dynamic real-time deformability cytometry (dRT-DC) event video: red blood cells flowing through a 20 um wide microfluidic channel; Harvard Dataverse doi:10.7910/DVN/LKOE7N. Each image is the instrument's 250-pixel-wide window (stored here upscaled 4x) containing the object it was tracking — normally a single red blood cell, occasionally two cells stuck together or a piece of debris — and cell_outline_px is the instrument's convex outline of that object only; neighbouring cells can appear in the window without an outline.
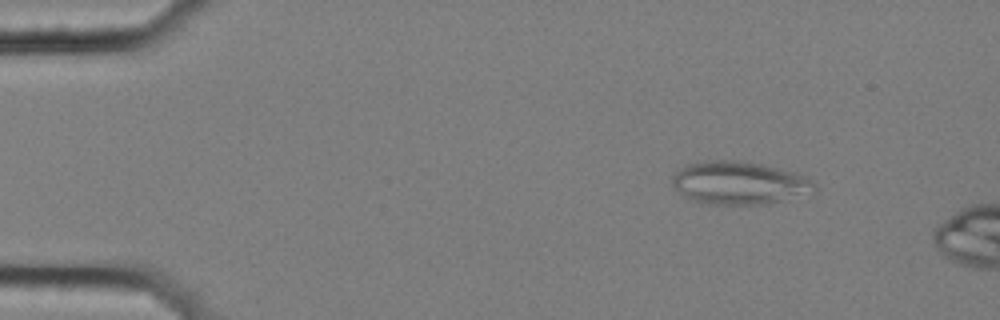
{"species": "common noctule bat (a hibernating species)", "species_latin": "Nyctalus noctula", "temperature_condition": "cold", "stored_images_in_passage": 5, "camera_frame_rate_fps": 3000, "um_per_image_px": 0.085, "animal": {"sex": "female", "body_mass_g": 25.1}, "frame": {"image": 1, "passage_image": 3, "time_ms": 0.667, "image_size_px": [1000, 320], "cell_outline_px": [[816, 192], [768, 204], [708, 204], [692, 200], [684, 196], [672, 184], [672, 176], [680, 168], [688, 164], [704, 160], [736, 160], [760, 164], [796, 172], [812, 180], [816, 184]], "centroid_in_image_um": [62.86, 15.55], "position_along_channel_um": 22.1, "area_um2": 35.72}}